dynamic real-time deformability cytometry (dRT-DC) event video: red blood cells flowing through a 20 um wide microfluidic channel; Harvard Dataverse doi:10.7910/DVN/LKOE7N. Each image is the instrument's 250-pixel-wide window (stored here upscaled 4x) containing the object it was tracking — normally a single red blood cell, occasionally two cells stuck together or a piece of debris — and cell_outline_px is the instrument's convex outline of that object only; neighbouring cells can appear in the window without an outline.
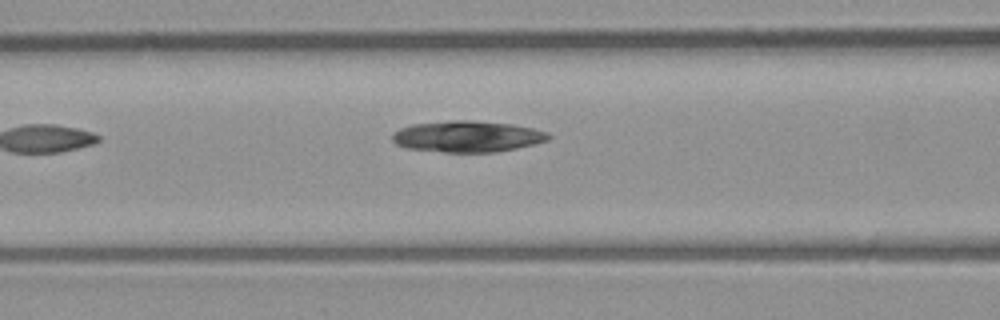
{"species": "common noctule bat (a hibernating species)", "species_latin": "Nyctalus noctula", "temperature_condition": "room temperature", "stored_images_in_passage": 5, "camera_frame_rate_fps": 3000, "um_per_image_px": 0.085, "animal": {"sex": "male", "body_mass_g": 23.1, "forearm_length_mm": 52.7}, "frame": {"image": 1, "passage_image": 5, "time_ms": 5.333, "image_size_px": [1000, 320], "cell_outline_px": [[552, 136], [548, 140], [536, 144], [496, 152], [444, 152], [408, 148], [396, 144], [392, 140], [392, 132], [400, 128], [412, 124], [452, 120], [472, 120], [512, 124], [532, 128], [548, 132]], "centroid_in_image_um": [39.73, 11.59], "position_along_channel_um": 126.9, "area_um2": 28.55}}